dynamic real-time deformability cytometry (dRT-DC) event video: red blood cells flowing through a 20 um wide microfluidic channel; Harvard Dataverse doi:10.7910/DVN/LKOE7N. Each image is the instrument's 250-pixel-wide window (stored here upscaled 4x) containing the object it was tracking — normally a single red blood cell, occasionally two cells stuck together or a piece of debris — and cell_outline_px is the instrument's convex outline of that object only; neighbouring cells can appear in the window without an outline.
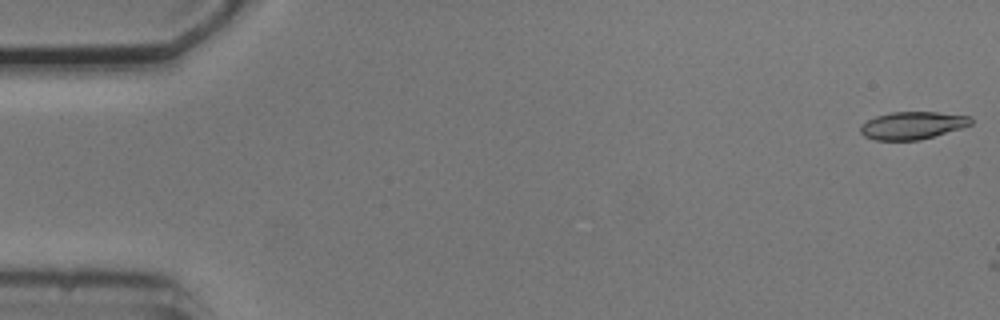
{"species": "common noctule bat (a hibernating species)", "species_latin": "Nyctalus noctula", "temperature_condition": "cold", "stored_images_in_passage": 2, "camera_frame_rate_fps": 3000, "um_per_image_px": 0.085, "animal": {"sex": "male", "body_mass_g": 20.5, "forearm_length_mm": 52.5}, "frame": {"image": 1, "passage_image": 1, "time_ms": 0.0, "image_size_px": [1000, 320], "cell_outline_px": [[972, 124], [960, 128], [920, 140], [876, 140], [864, 136], [860, 132], [860, 124], [876, 116], [892, 112], [936, 112], [972, 116]], "centroid_in_image_um": [77.54, 10.66], "position_along_channel_um": 7.5, "area_um2": 17.69}}